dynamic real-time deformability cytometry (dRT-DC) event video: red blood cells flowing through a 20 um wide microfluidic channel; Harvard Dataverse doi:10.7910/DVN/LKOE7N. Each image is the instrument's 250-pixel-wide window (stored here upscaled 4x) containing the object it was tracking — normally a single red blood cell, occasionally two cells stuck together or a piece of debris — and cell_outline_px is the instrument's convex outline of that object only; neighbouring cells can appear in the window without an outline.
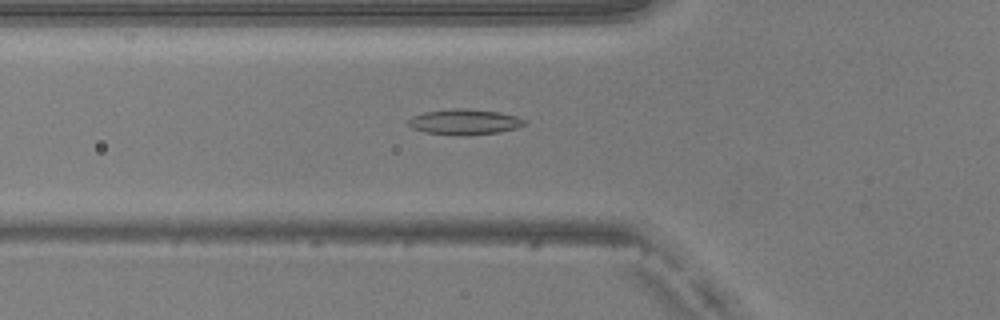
{"species": "common noctule bat (a hibernating species)", "species_latin": "Nyctalus noctula", "temperature_condition": "warm", "stored_images_in_passage": 50, "camera_frame_rate_fps": 3000, "um_per_image_px": 0.085, "animal": {"sex": "male", "body_mass_g": 20.5, "forearm_length_mm": 52.5}, "frame": {"image": 1, "passage_image": 18, "time_ms": 5.667, "image_size_px": [1000, 320], "cell_outline_px": [[528, 124], [516, 128], [500, 132], [424, 132], [412, 128], [408, 124], [408, 120], [412, 116], [424, 112], [452, 108], [464, 108], [500, 112], [516, 116], [528, 120]], "centroid_in_image_um": [39.53, 10.29], "position_along_channel_um": 86.3, "area_um2": 16.42}}
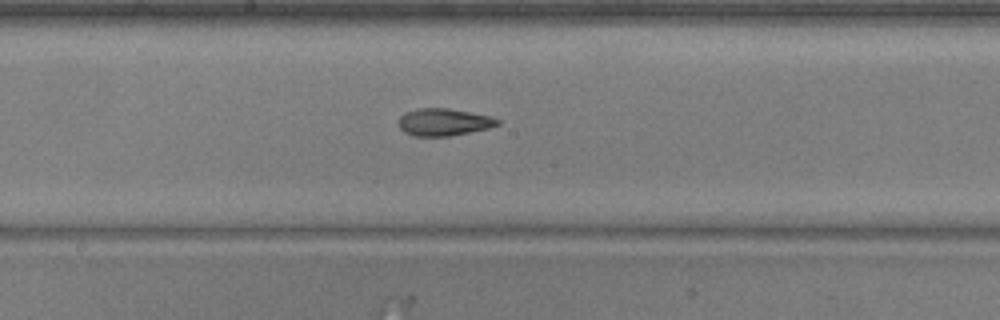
{"frame": {"image": 2, "passage_image": 27, "time_ms": 8.667, "image_size_px": [1000, 320], "cell_outline_px": [[500, 124], [488, 128], [448, 136], [412, 136], [404, 132], [400, 128], [400, 116], [404, 112], [416, 108], [448, 108], [488, 116], [500, 120]], "centroid_in_image_um": [37.68, 10.37], "position_along_channel_um": 210.5, "area_um2": 15.55}}
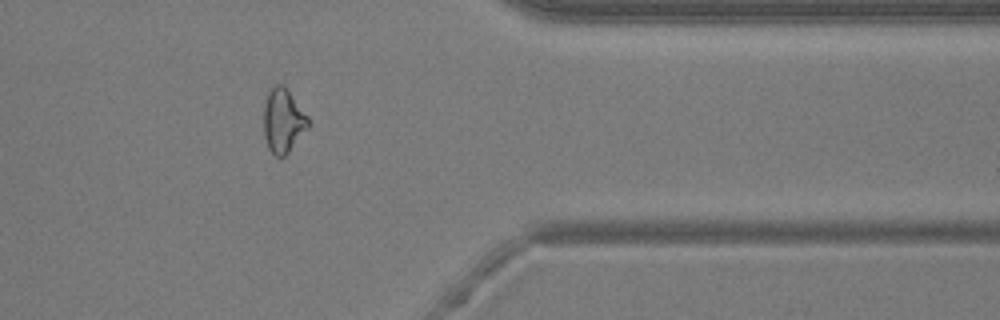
{"frame": {"image": 3, "passage_image": 41, "time_ms": 13.333, "image_size_px": [1000, 320], "cell_outline_px": [[308, 128], [288, 152], [284, 156], [276, 156], [268, 148], [264, 136], [264, 104], [268, 92], [272, 84], [284, 84], [308, 116]], "centroid_in_image_um": [24.05, 10.22], "position_along_channel_um": 387.3, "area_um2": 16.59}, "authors_computed_cell_mechanics": {"area_um2": 16.6175, "velocity_mm_per_s": 4.1025, "shape_relaxation_time_tau1_ms": 2.9423, "shape_relaxation_time_tau2_ms": 3.622, "deformation_change_tau1": 0.1295, "deformation_change_tau2": 0.1048}}